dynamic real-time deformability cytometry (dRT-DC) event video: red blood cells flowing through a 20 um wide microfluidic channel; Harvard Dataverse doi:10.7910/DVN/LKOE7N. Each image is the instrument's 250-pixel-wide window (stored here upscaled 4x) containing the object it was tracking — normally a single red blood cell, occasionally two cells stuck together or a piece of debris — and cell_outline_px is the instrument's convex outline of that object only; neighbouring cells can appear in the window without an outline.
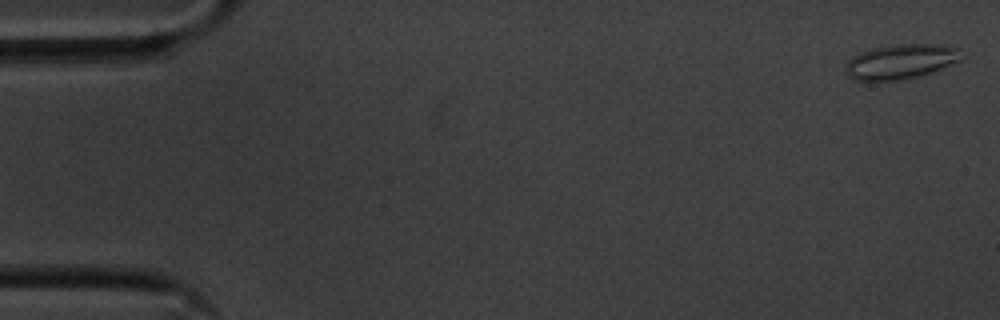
{"species": "common noctule bat (a hibernating species)", "species_latin": "Nyctalus noctula", "temperature_condition": "cold", "stored_images_in_passage": 56, "camera_frame_rate_fps": 3000, "um_per_image_px": 0.085, "animal": {"sex": "male", "body_mass_g": 20.1, "forearm_length_mm": 53.5}, "frame": {"image": 1, "passage_image": 2, "time_ms": 0.333, "image_size_px": [1000, 320], "cell_outline_px": [[960, 60], [932, 72], [916, 76], [896, 80], [868, 84], [852, 80], [848, 76], [844, 68], [844, 64], [852, 56], [860, 52], [872, 48], [892, 44], [940, 44], [960, 48]], "centroid_in_image_um": [76.45, 5.26], "position_along_channel_um": 8.6, "area_um2": 24.1}}
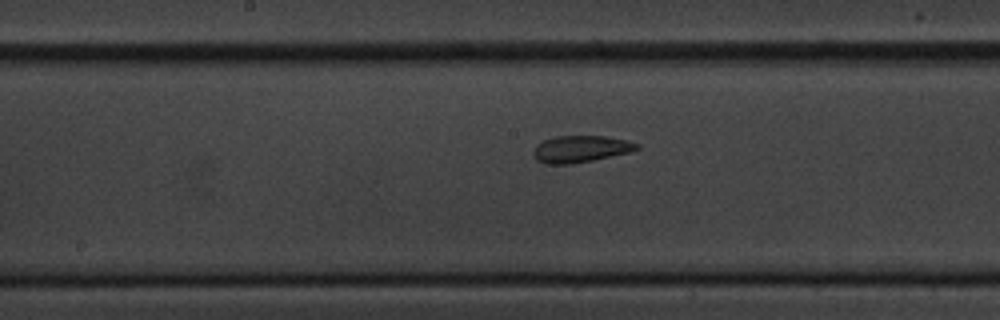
{"frame": {"image": 2, "passage_image": 29, "time_ms": 9.333, "image_size_px": [1000, 320], "cell_outline_px": [[640, 148], [628, 152], [592, 160], [568, 164], [544, 164], [536, 160], [532, 156], [532, 152], [536, 144], [544, 140], [556, 136], [604, 136], [628, 140], [640, 144]], "centroid_in_image_um": [49.31, 12.66], "position_along_channel_um": 198.9, "area_um2": 16.18}}
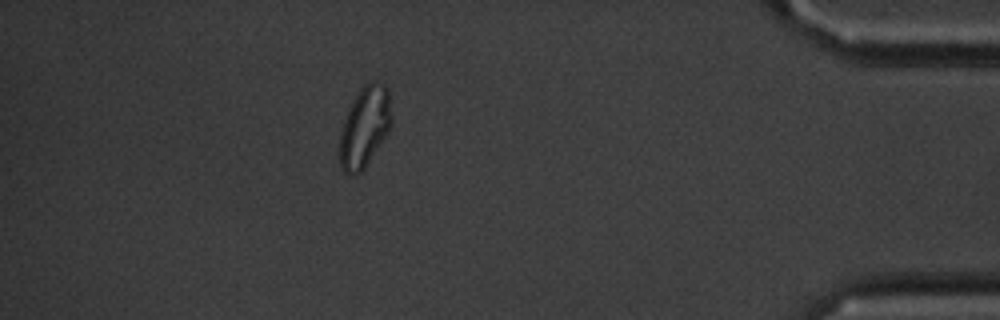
{"frame": {"image": 3, "passage_image": 50, "time_ms": 16.333, "image_size_px": [1000, 320], "cell_outline_px": [[392, 124], [388, 132], [364, 168], [356, 176], [352, 176], [344, 172], [340, 168], [340, 132], [344, 120], [360, 88], [364, 84], [372, 80], [376, 80], [384, 84], [388, 88], [392, 116]], "centroid_in_image_um": [31.01, 10.78], "position_along_channel_um": 404.2, "area_um2": 24.33}, "authors_computed_cell_mechanics": {"area_um2": 19.1029, "velocity_mm_per_s": 3.5981, "shape_relaxation_time_tau1_ms": null, "shape_relaxation_time_tau2_ms": 2.1833, "deformation_change_tau1": null, "deformation_change_tau2": 0.0708}}